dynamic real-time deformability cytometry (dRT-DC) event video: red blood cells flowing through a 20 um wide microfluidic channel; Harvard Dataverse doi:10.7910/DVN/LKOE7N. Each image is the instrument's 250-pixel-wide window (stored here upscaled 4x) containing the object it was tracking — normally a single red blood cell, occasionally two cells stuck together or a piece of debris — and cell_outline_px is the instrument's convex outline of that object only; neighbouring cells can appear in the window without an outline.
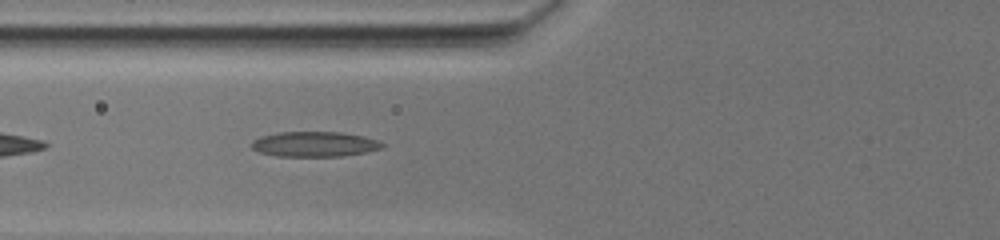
{"species": "common noctule bat (a hibernating species)", "species_latin": "Nyctalus noctula", "temperature_condition": "warm", "stored_images_in_passage": 11, "camera_frame_rate_fps": 3000, "um_per_image_px": 0.085, "animal": {"sex": "female", "body_mass_g": 19.5, "forearm_length_mm": 54.1}, "frame": {"image": 1, "passage_image": 2, "time_ms": 1.333, "image_size_px": [1000, 240], "cell_outline_px": [[384, 148], [368, 152], [340, 156], [276, 156], [260, 152], [252, 148], [252, 140], [260, 136], [280, 132], [340, 132], [360, 136], [376, 140], [384, 144]], "centroid_in_image_um": [26.72, 12.26], "position_along_channel_um": 99.1, "area_um2": 19.02}}
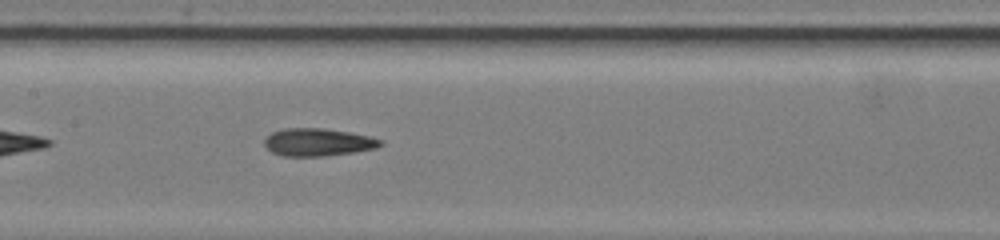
{"frame": {"image": 2, "passage_image": 10, "time_ms": 4.0, "image_size_px": [1000, 240], "cell_outline_px": [[384, 144], [376, 148], [356, 152], [328, 156], [280, 156], [272, 152], [264, 144], [264, 140], [272, 132], [284, 128], [324, 128], [348, 132], [368, 136], [384, 140]], "centroid_in_image_um": [27.05, 12.09], "position_along_channel_um": 180.4, "area_um2": 18.84}}